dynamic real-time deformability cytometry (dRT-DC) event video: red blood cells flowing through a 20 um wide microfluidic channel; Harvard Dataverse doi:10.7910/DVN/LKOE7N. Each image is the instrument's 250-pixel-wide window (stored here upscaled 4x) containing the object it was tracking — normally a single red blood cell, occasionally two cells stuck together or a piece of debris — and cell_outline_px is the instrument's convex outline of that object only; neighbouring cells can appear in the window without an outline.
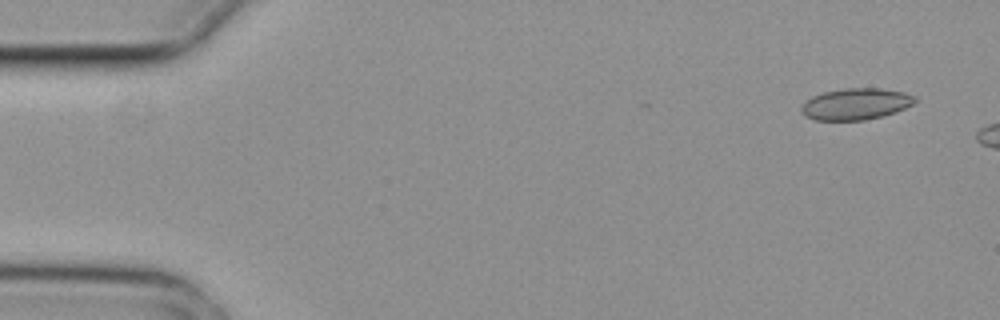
{"species": "common noctule bat (a hibernating species)", "species_latin": "Nyctalus noctula", "temperature_condition": "cold", "stored_images_in_passage": 3, "camera_frame_rate_fps": 3000, "um_per_image_px": 0.085, "animal": {"sex": "female", "body_mass_g": 29.2, "forearm_length_mm": 56.3}, "frame": {"image": 1, "passage_image": 1, "time_ms": 0.0, "image_size_px": [1000, 320], "cell_outline_px": [[916, 100], [912, 104], [896, 112], [884, 116], [864, 120], [816, 120], [804, 116], [800, 108], [812, 96], [824, 92], [844, 88], [880, 88], [904, 92], [916, 96]], "centroid_in_image_um": [72.76, 8.84], "position_along_channel_um": 12.2, "area_um2": 20.81}}